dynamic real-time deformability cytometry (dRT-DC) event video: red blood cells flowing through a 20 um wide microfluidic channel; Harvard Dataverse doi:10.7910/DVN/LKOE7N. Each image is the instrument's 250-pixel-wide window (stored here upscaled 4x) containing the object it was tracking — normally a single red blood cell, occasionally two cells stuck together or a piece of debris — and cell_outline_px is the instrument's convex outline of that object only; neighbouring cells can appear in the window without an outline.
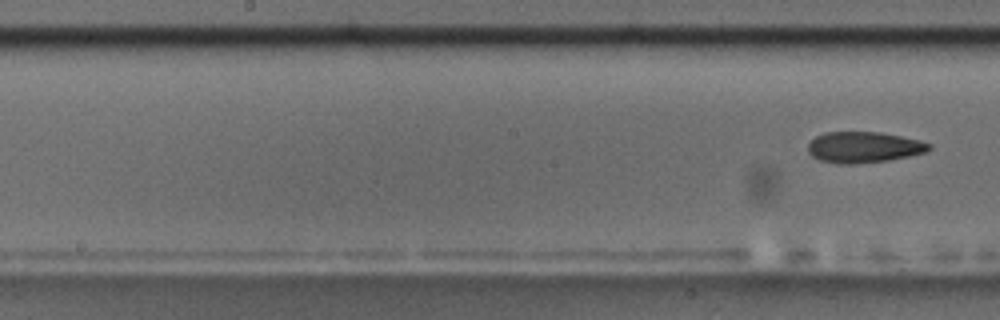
{"species": "common noctule bat (a hibernating species)", "species_latin": "Nyctalus noctula", "temperature_condition": "room temperature", "stored_images_in_passage": 10, "segment_of_instrument_passage": [2, 2], "camera_frame_rate_fps": 3000, "um_per_image_px": 0.085, "animal": {"sex": "male", "body_mass_g": 17.5, "forearm_length_mm": 52.3}, "frame": {"image": 1, "passage_image": 10, "time_ms": 11.333, "image_size_px": [1000, 320], "cell_outline_px": [[932, 148], [928, 152], [888, 160], [852, 164], [840, 164], [820, 160], [812, 156], [808, 152], [808, 144], [816, 136], [824, 132], [880, 132], [920, 140], [932, 144]], "centroid_in_image_um": [73.44, 12.51], "position_along_channel_um": 174.8, "area_um2": 21.91}}